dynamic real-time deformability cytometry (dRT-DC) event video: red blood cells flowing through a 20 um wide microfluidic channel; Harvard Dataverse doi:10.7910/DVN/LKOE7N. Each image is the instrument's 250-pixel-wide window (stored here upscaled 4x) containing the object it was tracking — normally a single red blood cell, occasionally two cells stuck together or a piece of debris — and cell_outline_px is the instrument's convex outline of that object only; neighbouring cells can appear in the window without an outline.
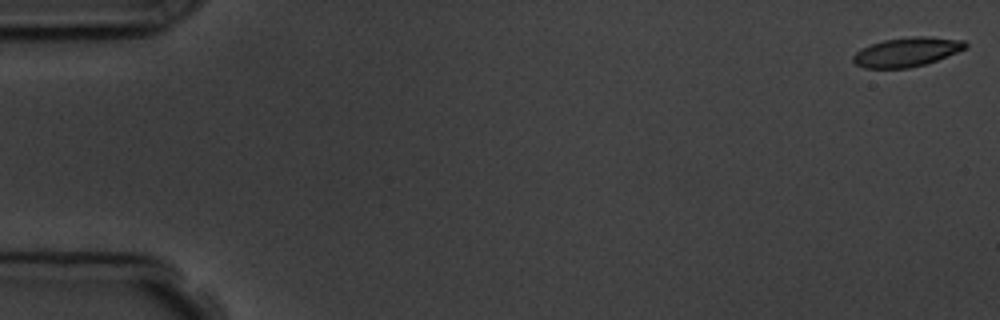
{"species": "common noctule bat (a hibernating species)", "species_latin": "Nyctalus noctula", "temperature_condition": "room temperature", "stored_images_in_passage": 7, "camera_frame_rate_fps": 3000, "um_per_image_px": 0.085, "animal": {"sex": "male", "body_mass_g": 19.5, "forearm_length_mm": 54.6}, "frame": {"image": 1, "passage_image": 1, "time_ms": 0.0, "image_size_px": [1000, 320], "cell_outline_px": [[968, 48], [936, 60], [924, 64], [908, 68], [864, 68], [856, 64], [852, 60], [852, 56], [856, 52], [872, 44], [884, 40], [912, 36], [928, 36], [964, 40], [968, 44]], "centroid_in_image_um": [77.11, 4.41], "position_along_channel_um": 7.9, "area_um2": 19.02}}
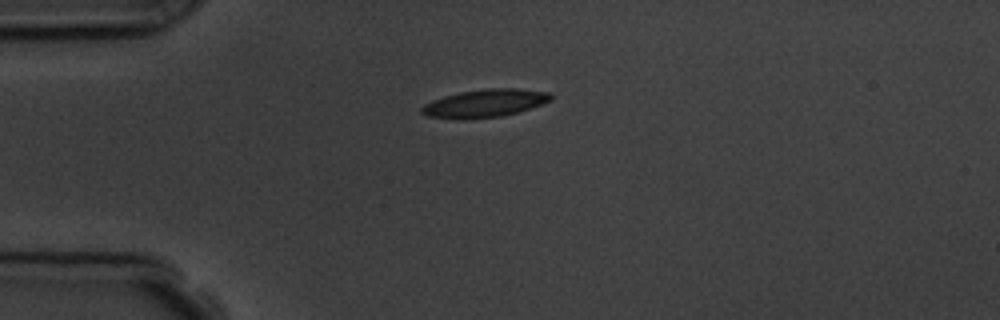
{"frame": {"image": 2, "passage_image": 5, "time_ms": 4.333, "image_size_px": [1000, 320], "cell_outline_px": [[552, 100], [516, 112], [500, 116], [464, 120], [460, 120], [424, 116], [420, 112], [420, 108], [424, 104], [432, 100], [444, 96], [460, 92], [488, 88], [516, 88], [548, 92], [552, 96]], "centroid_in_image_um": [41.13, 8.79], "position_along_channel_um": 43.9, "area_um2": 21.04}}